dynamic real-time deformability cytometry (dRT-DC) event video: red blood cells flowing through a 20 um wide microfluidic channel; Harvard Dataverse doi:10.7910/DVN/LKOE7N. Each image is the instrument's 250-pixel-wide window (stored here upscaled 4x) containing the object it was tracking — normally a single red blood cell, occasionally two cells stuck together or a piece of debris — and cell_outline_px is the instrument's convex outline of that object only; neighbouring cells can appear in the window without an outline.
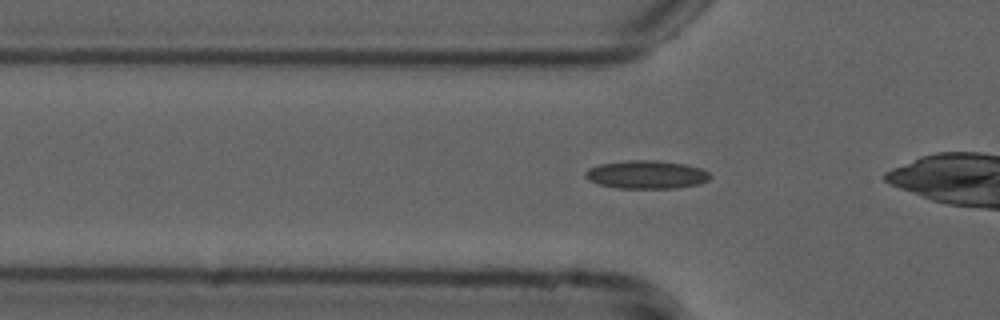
{"species": "common noctule bat (a hibernating species)", "species_latin": "Nyctalus noctula", "temperature_condition": "cold", "stored_images_in_passage": 22, "camera_frame_rate_fps": 3000, "um_per_image_px": 0.085, "animal": {"sex": "male", "forearm_length_mm": 52.5}, "frame": {"image": 1, "passage_image": 9, "time_ms": 2.667, "image_size_px": [1000, 320], "cell_outline_px": [[712, 176], [708, 180], [700, 184], [676, 188], [616, 188], [600, 184], [588, 180], [584, 176], [584, 172], [588, 168], [600, 164], [628, 160], [656, 160], [684, 164], [700, 168], [708, 172]], "centroid_in_image_um": [54.94, 14.84], "position_along_channel_um": 70.9, "area_um2": 20.58}}
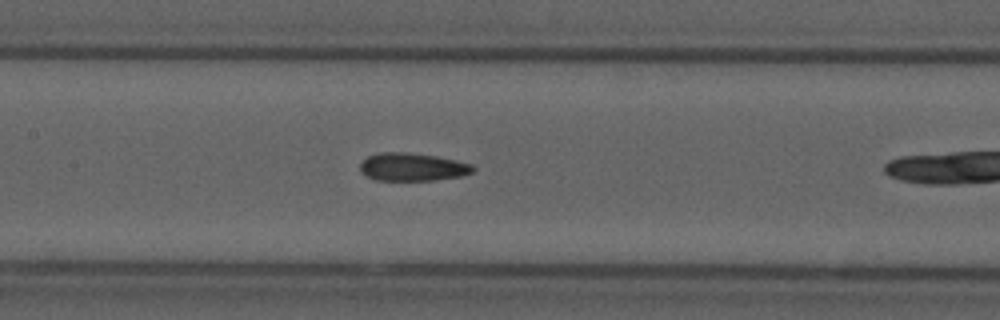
{"frame": {"image": 2, "passage_image": 17, "time_ms": 5.333, "image_size_px": [1000, 320], "cell_outline_px": [[476, 168], [472, 172], [460, 176], [436, 180], [376, 180], [360, 172], [360, 164], [368, 156], [380, 152], [404, 152], [436, 156], [456, 160], [472, 164]], "centroid_in_image_um": [35.06, 14.19], "position_along_channel_um": 172.3, "area_um2": 18.32}}
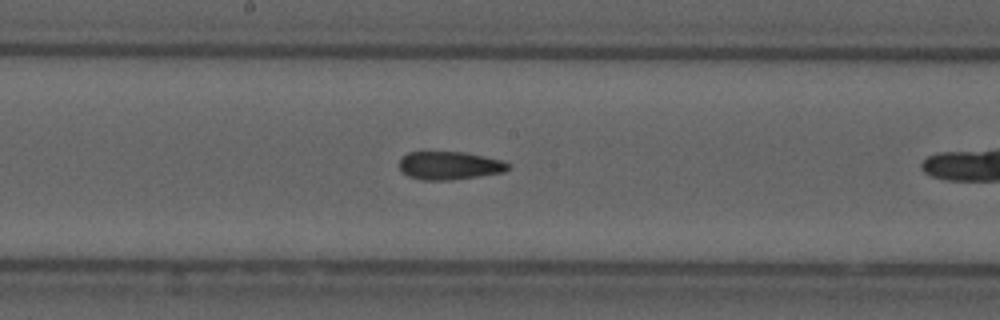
{"frame": {"image": 3, "passage_image": 20, "time_ms": 6.333, "image_size_px": [1000, 320], "cell_outline_px": [[512, 168], [504, 172], [452, 180], [420, 180], [408, 176], [400, 168], [400, 160], [408, 152], [464, 152], [484, 156], [500, 160], [508, 164]], "centroid_in_image_um": [38.22, 14.08], "position_along_channel_um": 210.0, "area_um2": 17.74}}